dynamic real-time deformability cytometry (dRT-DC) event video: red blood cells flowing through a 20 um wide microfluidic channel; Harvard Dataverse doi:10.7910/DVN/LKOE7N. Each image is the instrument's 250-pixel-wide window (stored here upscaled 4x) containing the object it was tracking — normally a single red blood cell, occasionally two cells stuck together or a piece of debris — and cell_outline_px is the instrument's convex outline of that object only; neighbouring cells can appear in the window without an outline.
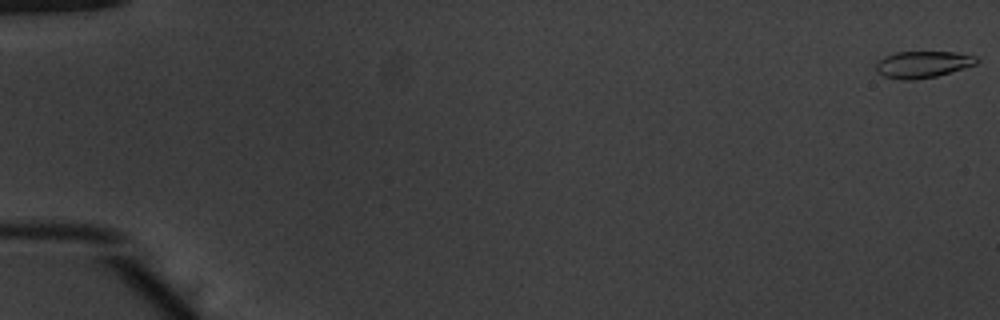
{"species": "common noctule bat (a hibernating species)", "species_latin": "Nyctalus noctula", "temperature_condition": "warm", "stored_images_in_passage": 12, "camera_frame_rate_fps": 3000, "um_per_image_px": 0.085, "animal": {"sex": "male", "body_mass_g": 20.1, "forearm_length_mm": 53.5}, "frame": {"image": 1, "passage_image": 1, "time_ms": 0.0, "image_size_px": [1000, 320], "cell_outline_px": [[980, 60], [976, 64], [964, 68], [936, 76], [916, 80], [904, 80], [884, 76], [876, 72], [876, 60], [884, 56], [896, 52], [956, 52], [976, 56]], "centroid_in_image_um": [78.41, 5.47], "position_along_channel_um": 6.6, "area_um2": 15.78}}